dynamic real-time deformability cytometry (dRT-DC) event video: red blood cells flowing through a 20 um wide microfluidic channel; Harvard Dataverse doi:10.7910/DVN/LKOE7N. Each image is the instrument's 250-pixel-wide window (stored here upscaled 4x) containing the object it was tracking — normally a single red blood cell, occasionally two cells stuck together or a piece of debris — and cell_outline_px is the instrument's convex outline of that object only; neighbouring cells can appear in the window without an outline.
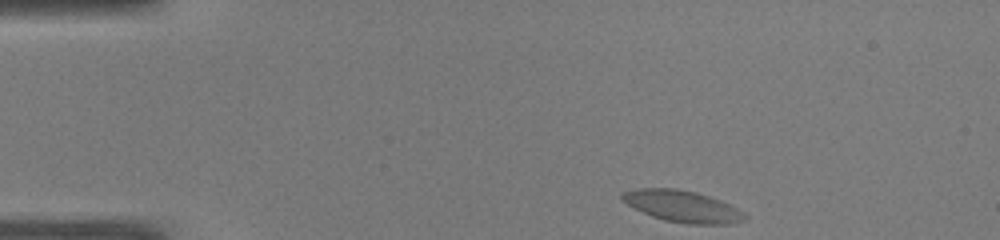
{"species": "common noctule bat (a hibernating species)", "species_latin": "Nyctalus noctula", "temperature_condition": "warm", "stored_images_in_passage": 45, "camera_frame_rate_fps": 3000, "um_per_image_px": 0.085, "animal": {"sex": "male", "body_mass_g": 19.0, "forearm_length_mm": 50.8}, "frame": {"image": 1, "passage_image": 1, "time_ms": 0.0, "image_size_px": [1000, 240], "cell_outline_px": [[744, 220], [728, 224], [688, 224], [664, 220], [652, 216], [620, 200], [620, 196], [624, 192], [636, 188], [676, 188], [696, 192], [720, 200], [736, 208], [744, 216]], "centroid_in_image_um": [57.95, 17.52], "position_along_channel_um": 27.0, "area_um2": 22.2}}
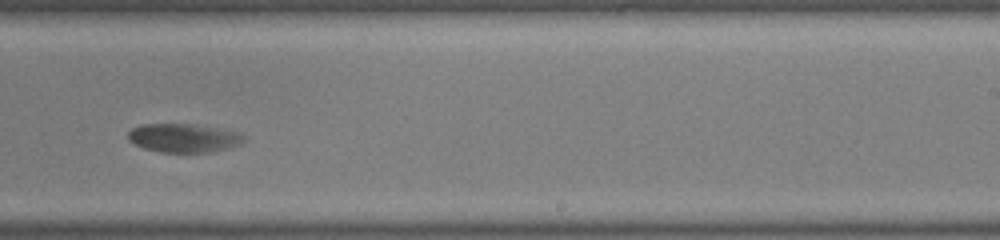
{"frame": {"image": 2, "passage_image": 26, "time_ms": 8.333, "image_size_px": [1000, 240], "cell_outline_px": [[244, 140], [240, 144], [228, 148], [208, 152], [160, 152], [144, 148], [128, 140], [128, 132], [132, 128], [144, 124], [192, 124], [228, 128], [240, 132], [244, 136]], "centroid_in_image_um": [15.66, 11.71], "position_along_channel_um": 273.3, "area_um2": 19.54}}
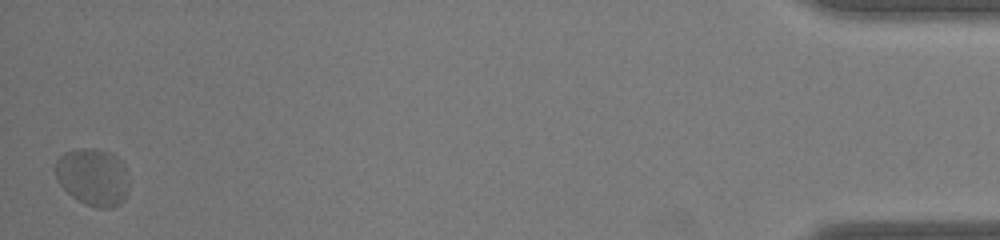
{"frame": {"image": 3, "passage_image": 45, "time_ms": 14.667, "image_size_px": [1000, 240], "cell_outline_px": [[128, 188], [124, 200], [120, 204], [112, 208], [96, 208], [72, 196], [56, 180], [56, 160], [64, 152], [80, 148], [92, 148], [112, 152], [124, 164], [128, 176]], "centroid_in_image_um": [7.92, 15.03], "position_along_channel_um": 427.3, "area_um2": 24.68}}